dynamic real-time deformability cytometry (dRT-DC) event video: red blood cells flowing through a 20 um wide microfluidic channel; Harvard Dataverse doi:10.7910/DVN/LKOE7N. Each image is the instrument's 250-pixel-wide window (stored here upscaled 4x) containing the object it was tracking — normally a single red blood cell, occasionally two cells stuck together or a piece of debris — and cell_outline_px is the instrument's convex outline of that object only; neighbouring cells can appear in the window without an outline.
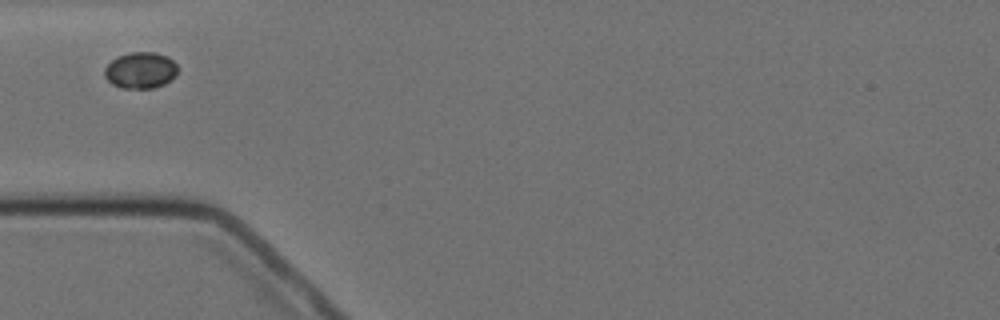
{"species": "Egyptian fruit bat (a non-hibernating species)", "species_latin": "Rousettus aegyptiacus", "temperature_condition": "cold", "stored_images_in_passage": 7, "camera_frame_rate_fps": 3000, "um_per_image_px": 0.085, "animal": {"sex": "female"}, "frame": {"image": 1, "passage_image": 1, "time_ms": 0.0, "image_size_px": [1000, 320], "cell_outline_px": [[176, 76], [172, 80], [164, 84], [152, 88], [120, 88], [112, 84], [104, 76], [104, 68], [116, 56], [132, 52], [156, 52], [172, 60], [176, 64]], "centroid_in_image_um": [11.92, 5.98], "position_along_channel_um": 73.1, "area_um2": 15.49}}
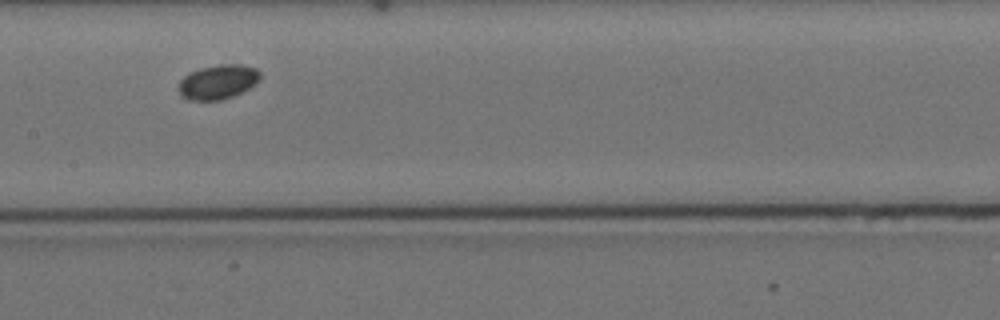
{"frame": {"image": 2, "passage_image": 4, "time_ms": 3.333, "image_size_px": [1000, 320], "cell_outline_px": [[260, 80], [256, 84], [232, 96], [220, 100], [184, 100], [180, 96], [180, 80], [188, 72], [200, 68], [220, 64], [236, 64], [256, 68], [260, 72]], "centroid_in_image_um": [18.51, 6.96], "position_along_channel_um": 188.9, "area_um2": 16.36}}
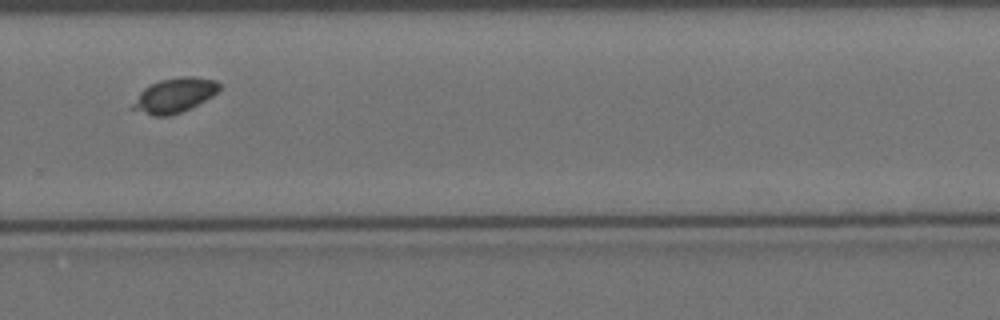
{"frame": {"image": 3, "passage_image": 7, "time_ms": 7.0, "image_size_px": [1000, 320], "cell_outline_px": [[220, 88], [212, 96], [180, 112], [168, 116], [152, 116], [132, 108], [132, 104], [140, 92], [144, 88], [160, 80], [180, 76], [192, 76], [216, 80], [220, 84]], "centroid_in_image_um": [14.83, 8.09], "position_along_channel_um": 315.0, "area_um2": 17.11}}